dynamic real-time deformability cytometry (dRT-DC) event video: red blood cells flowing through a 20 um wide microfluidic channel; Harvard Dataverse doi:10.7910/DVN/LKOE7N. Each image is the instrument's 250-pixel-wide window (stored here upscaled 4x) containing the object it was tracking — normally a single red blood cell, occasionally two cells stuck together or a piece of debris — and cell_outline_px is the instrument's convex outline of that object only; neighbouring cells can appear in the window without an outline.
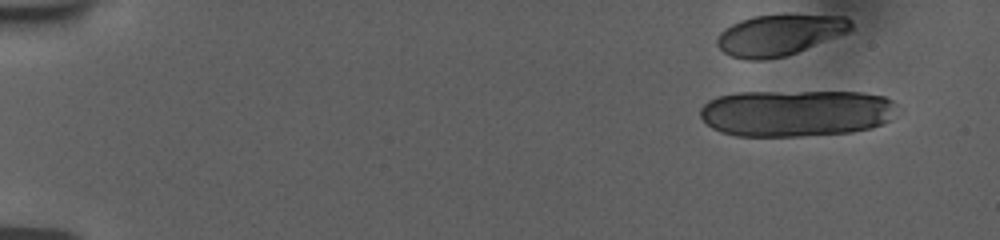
{"species": "human", "species_latin": "Homo sapiens", "temperature_condition": "room temperature", "stored_images_in_passage": 20, "camera_frame_rate_fps": 3000, "um_per_image_px": 0.085, "donor": {"sex": "female"}, "frame": {"image": 1, "passage_image": 4, "time_ms": 1.0, "image_size_px": [1000, 240], "cell_outline_px": [[896, 104], [888, 120], [884, 124], [872, 128], [852, 132], [800, 136], [736, 136], [720, 132], [712, 128], [700, 116], [700, 108], [708, 100], [716, 96], [736, 92], [860, 92], [884, 96], [892, 100]], "centroid_in_image_um": [67.62, 9.61], "position_along_channel_um": 17.4, "area_um2": 53.93}}